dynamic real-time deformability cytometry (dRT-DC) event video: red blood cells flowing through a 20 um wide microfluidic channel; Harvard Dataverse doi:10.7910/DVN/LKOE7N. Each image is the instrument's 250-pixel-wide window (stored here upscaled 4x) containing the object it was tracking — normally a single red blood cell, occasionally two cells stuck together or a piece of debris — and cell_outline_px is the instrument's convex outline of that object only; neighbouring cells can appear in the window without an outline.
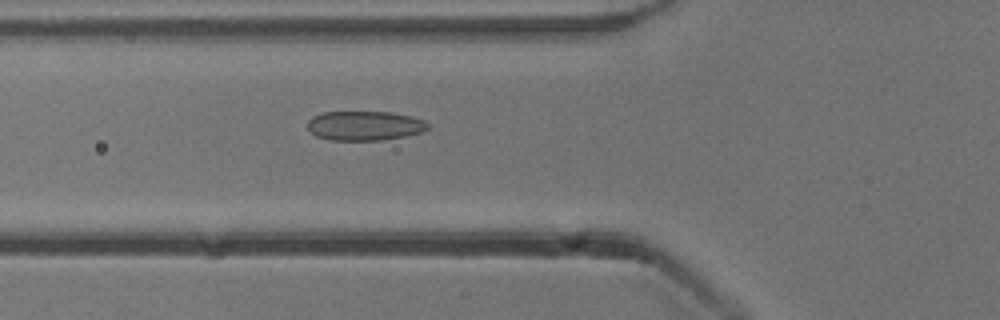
{"species": "common noctule bat (a hibernating species)", "species_latin": "Nyctalus noctula", "temperature_condition": "cold", "stored_images_in_passage": 53, "camera_frame_rate_fps": 3000, "um_per_image_px": 0.085, "animal": {"sex": "male", "body_mass_g": 13.3}, "frame": {"image": 1, "passage_image": 19, "time_ms": 6.0, "image_size_px": [1000, 320], "cell_outline_px": [[428, 128], [424, 132], [404, 136], [380, 140], [328, 140], [316, 136], [308, 128], [308, 120], [312, 116], [324, 112], [392, 112], [412, 116], [424, 120], [428, 124]], "centroid_in_image_um": [31.0, 10.68], "position_along_channel_um": 94.8, "area_um2": 20.69}}
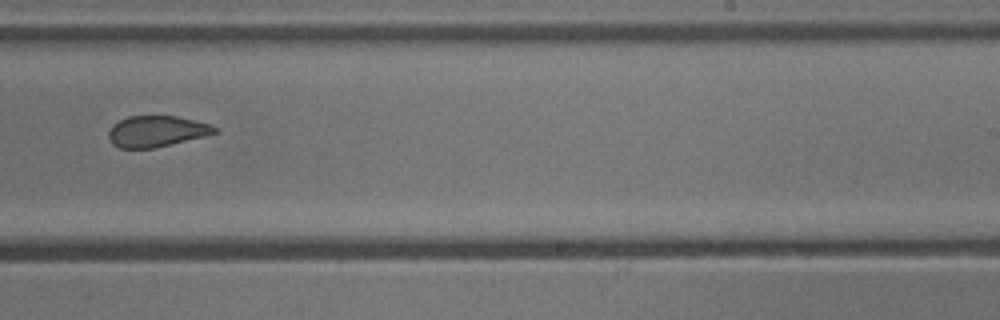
{"frame": {"image": 2, "passage_image": 33, "time_ms": 10.667, "image_size_px": [1000, 320], "cell_outline_px": [[216, 132], [204, 136], [152, 148], [120, 148], [112, 144], [108, 136], [108, 132], [112, 124], [128, 116], [176, 116], [212, 124], [216, 128]], "centroid_in_image_um": [13.27, 11.15], "position_along_channel_um": 275.7, "area_um2": 19.02}}
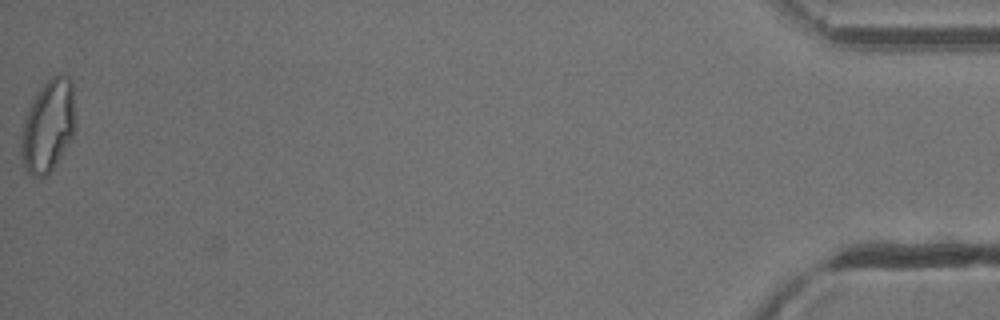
{"frame": {"image": 3, "passage_image": 53, "time_ms": 17.333, "image_size_px": [1000, 320], "cell_outline_px": [[76, 128], [72, 136], [48, 176], [32, 176], [24, 168], [20, 156], [20, 132], [28, 108], [32, 100], [44, 84], [52, 76], [68, 76], [72, 80], [76, 112]], "centroid_in_image_um": [4.09, 10.71], "position_along_channel_um": 431.1, "area_um2": 29.48}, "authors_computed_cell_mechanics": {"area_um2": 22.1952, "velocity_mm_per_s": 3.8652, "shape_relaxation_time_tau1_ms": 11.1417, "shape_relaxation_time_tau2_ms": 1.6085, "deformation_change_tau1": 0.1998, "deformation_change_tau2": 0.0621}}